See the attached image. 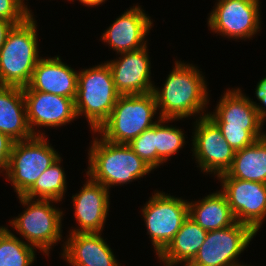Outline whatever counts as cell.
I'll return each instance as SVG.
<instances>
[{"instance_id":"21","label":"cell","mask_w":266,"mask_h":266,"mask_svg":"<svg viewBox=\"0 0 266 266\" xmlns=\"http://www.w3.org/2000/svg\"><path fill=\"white\" fill-rule=\"evenodd\" d=\"M208 231L201 228L189 216L184 220L173 240L158 255L166 266L185 262L187 266L205 241Z\"/></svg>"},{"instance_id":"7","label":"cell","mask_w":266,"mask_h":266,"mask_svg":"<svg viewBox=\"0 0 266 266\" xmlns=\"http://www.w3.org/2000/svg\"><path fill=\"white\" fill-rule=\"evenodd\" d=\"M59 157L58 152L49 146L45 135L15 141L5 174L17 195L23 196Z\"/></svg>"},{"instance_id":"22","label":"cell","mask_w":266,"mask_h":266,"mask_svg":"<svg viewBox=\"0 0 266 266\" xmlns=\"http://www.w3.org/2000/svg\"><path fill=\"white\" fill-rule=\"evenodd\" d=\"M188 216L206 231L224 229L236 222L226 196L220 191L201 201L188 202Z\"/></svg>"},{"instance_id":"12","label":"cell","mask_w":266,"mask_h":266,"mask_svg":"<svg viewBox=\"0 0 266 266\" xmlns=\"http://www.w3.org/2000/svg\"><path fill=\"white\" fill-rule=\"evenodd\" d=\"M196 120L193 153L203 172L226 173L234 160L235 151L222 136L218 126L205 114Z\"/></svg>"},{"instance_id":"16","label":"cell","mask_w":266,"mask_h":266,"mask_svg":"<svg viewBox=\"0 0 266 266\" xmlns=\"http://www.w3.org/2000/svg\"><path fill=\"white\" fill-rule=\"evenodd\" d=\"M109 194L101 183L91 178L86 181L80 192L72 196L80 229H74L71 233H101L109 211Z\"/></svg>"},{"instance_id":"17","label":"cell","mask_w":266,"mask_h":266,"mask_svg":"<svg viewBox=\"0 0 266 266\" xmlns=\"http://www.w3.org/2000/svg\"><path fill=\"white\" fill-rule=\"evenodd\" d=\"M139 6H133L124 12L103 33L102 40L109 43L117 53L138 50L145 47V36L149 33L152 22Z\"/></svg>"},{"instance_id":"27","label":"cell","mask_w":266,"mask_h":266,"mask_svg":"<svg viewBox=\"0 0 266 266\" xmlns=\"http://www.w3.org/2000/svg\"><path fill=\"white\" fill-rule=\"evenodd\" d=\"M156 124L144 130L127 145L152 169L156 168Z\"/></svg>"},{"instance_id":"10","label":"cell","mask_w":266,"mask_h":266,"mask_svg":"<svg viewBox=\"0 0 266 266\" xmlns=\"http://www.w3.org/2000/svg\"><path fill=\"white\" fill-rule=\"evenodd\" d=\"M255 235L250 226L237 221L227 228L208 231L204 243L187 266L238 265L235 260Z\"/></svg>"},{"instance_id":"2","label":"cell","mask_w":266,"mask_h":266,"mask_svg":"<svg viewBox=\"0 0 266 266\" xmlns=\"http://www.w3.org/2000/svg\"><path fill=\"white\" fill-rule=\"evenodd\" d=\"M175 64L161 91L153 89L161 119L178 120L202 113L208 103L206 81L201 71L181 61Z\"/></svg>"},{"instance_id":"19","label":"cell","mask_w":266,"mask_h":266,"mask_svg":"<svg viewBox=\"0 0 266 266\" xmlns=\"http://www.w3.org/2000/svg\"><path fill=\"white\" fill-rule=\"evenodd\" d=\"M62 256L72 266H119L100 232L71 233Z\"/></svg>"},{"instance_id":"24","label":"cell","mask_w":266,"mask_h":266,"mask_svg":"<svg viewBox=\"0 0 266 266\" xmlns=\"http://www.w3.org/2000/svg\"><path fill=\"white\" fill-rule=\"evenodd\" d=\"M60 161L61 157L39 176L34 185L23 196L29 199L39 197L42 200L60 202L66 190V175L60 167Z\"/></svg>"},{"instance_id":"9","label":"cell","mask_w":266,"mask_h":266,"mask_svg":"<svg viewBox=\"0 0 266 266\" xmlns=\"http://www.w3.org/2000/svg\"><path fill=\"white\" fill-rule=\"evenodd\" d=\"M152 245L159 255L188 217V202L164 192L155 193L142 209Z\"/></svg>"},{"instance_id":"33","label":"cell","mask_w":266,"mask_h":266,"mask_svg":"<svg viewBox=\"0 0 266 266\" xmlns=\"http://www.w3.org/2000/svg\"><path fill=\"white\" fill-rule=\"evenodd\" d=\"M234 266H247V265H241V264H238V265H234ZM250 266V265H249Z\"/></svg>"},{"instance_id":"8","label":"cell","mask_w":266,"mask_h":266,"mask_svg":"<svg viewBox=\"0 0 266 266\" xmlns=\"http://www.w3.org/2000/svg\"><path fill=\"white\" fill-rule=\"evenodd\" d=\"M20 202L28 208L10 223L16 231L26 238L28 244L40 249L47 256L50 248L60 241L61 219L63 212L51 204L55 200H42L18 196ZM52 205V206H51Z\"/></svg>"},{"instance_id":"1","label":"cell","mask_w":266,"mask_h":266,"mask_svg":"<svg viewBox=\"0 0 266 266\" xmlns=\"http://www.w3.org/2000/svg\"><path fill=\"white\" fill-rule=\"evenodd\" d=\"M237 90H227L217 104L216 112L207 116L218 126L222 136L234 151L254 144L266 136L261 127L266 109Z\"/></svg>"},{"instance_id":"6","label":"cell","mask_w":266,"mask_h":266,"mask_svg":"<svg viewBox=\"0 0 266 266\" xmlns=\"http://www.w3.org/2000/svg\"><path fill=\"white\" fill-rule=\"evenodd\" d=\"M119 96L107 63L78 73L75 98L77 117L84 114L95 133L108 119Z\"/></svg>"},{"instance_id":"28","label":"cell","mask_w":266,"mask_h":266,"mask_svg":"<svg viewBox=\"0 0 266 266\" xmlns=\"http://www.w3.org/2000/svg\"><path fill=\"white\" fill-rule=\"evenodd\" d=\"M24 0H0V18L12 22L14 25L23 23L32 15Z\"/></svg>"},{"instance_id":"15","label":"cell","mask_w":266,"mask_h":266,"mask_svg":"<svg viewBox=\"0 0 266 266\" xmlns=\"http://www.w3.org/2000/svg\"><path fill=\"white\" fill-rule=\"evenodd\" d=\"M145 47L120 53L119 60L108 61L114 85L120 95H141L153 92L150 61Z\"/></svg>"},{"instance_id":"4","label":"cell","mask_w":266,"mask_h":266,"mask_svg":"<svg viewBox=\"0 0 266 266\" xmlns=\"http://www.w3.org/2000/svg\"><path fill=\"white\" fill-rule=\"evenodd\" d=\"M36 22L33 15L14 25L0 48V86L26 87L39 61Z\"/></svg>"},{"instance_id":"18","label":"cell","mask_w":266,"mask_h":266,"mask_svg":"<svg viewBox=\"0 0 266 266\" xmlns=\"http://www.w3.org/2000/svg\"><path fill=\"white\" fill-rule=\"evenodd\" d=\"M78 73L64 64L60 57L40 58L31 81L23 90H35L75 99Z\"/></svg>"},{"instance_id":"14","label":"cell","mask_w":266,"mask_h":266,"mask_svg":"<svg viewBox=\"0 0 266 266\" xmlns=\"http://www.w3.org/2000/svg\"><path fill=\"white\" fill-rule=\"evenodd\" d=\"M27 121L33 135L35 126L59 127L77 117L75 99L44 93L35 90H23Z\"/></svg>"},{"instance_id":"23","label":"cell","mask_w":266,"mask_h":266,"mask_svg":"<svg viewBox=\"0 0 266 266\" xmlns=\"http://www.w3.org/2000/svg\"><path fill=\"white\" fill-rule=\"evenodd\" d=\"M226 173L232 178L266 184V136L235 151L233 163Z\"/></svg>"},{"instance_id":"3","label":"cell","mask_w":266,"mask_h":266,"mask_svg":"<svg viewBox=\"0 0 266 266\" xmlns=\"http://www.w3.org/2000/svg\"><path fill=\"white\" fill-rule=\"evenodd\" d=\"M87 176L109 190L141 178L153 170L127 144L95 138L89 151Z\"/></svg>"},{"instance_id":"11","label":"cell","mask_w":266,"mask_h":266,"mask_svg":"<svg viewBox=\"0 0 266 266\" xmlns=\"http://www.w3.org/2000/svg\"><path fill=\"white\" fill-rule=\"evenodd\" d=\"M218 177L235 220L257 233L266 217V184L232 178L227 173Z\"/></svg>"},{"instance_id":"13","label":"cell","mask_w":266,"mask_h":266,"mask_svg":"<svg viewBox=\"0 0 266 266\" xmlns=\"http://www.w3.org/2000/svg\"><path fill=\"white\" fill-rule=\"evenodd\" d=\"M208 18L212 31L228 38H250L259 30V0H218Z\"/></svg>"},{"instance_id":"26","label":"cell","mask_w":266,"mask_h":266,"mask_svg":"<svg viewBox=\"0 0 266 266\" xmlns=\"http://www.w3.org/2000/svg\"><path fill=\"white\" fill-rule=\"evenodd\" d=\"M171 121V119H158L156 123V167L168 160L171 155H174L182 148L185 137L183 131L176 127H169L162 123Z\"/></svg>"},{"instance_id":"20","label":"cell","mask_w":266,"mask_h":266,"mask_svg":"<svg viewBox=\"0 0 266 266\" xmlns=\"http://www.w3.org/2000/svg\"><path fill=\"white\" fill-rule=\"evenodd\" d=\"M0 132L14 141L33 137L30 130L23 88L0 86Z\"/></svg>"},{"instance_id":"29","label":"cell","mask_w":266,"mask_h":266,"mask_svg":"<svg viewBox=\"0 0 266 266\" xmlns=\"http://www.w3.org/2000/svg\"><path fill=\"white\" fill-rule=\"evenodd\" d=\"M14 142L8 135L0 132V169L2 171L7 169Z\"/></svg>"},{"instance_id":"5","label":"cell","mask_w":266,"mask_h":266,"mask_svg":"<svg viewBox=\"0 0 266 266\" xmlns=\"http://www.w3.org/2000/svg\"><path fill=\"white\" fill-rule=\"evenodd\" d=\"M153 92L141 95H120L108 119L96 132L108 142L128 144L144 130L152 127L157 111Z\"/></svg>"},{"instance_id":"31","label":"cell","mask_w":266,"mask_h":266,"mask_svg":"<svg viewBox=\"0 0 266 266\" xmlns=\"http://www.w3.org/2000/svg\"><path fill=\"white\" fill-rule=\"evenodd\" d=\"M255 90L257 99L266 107V77L259 81Z\"/></svg>"},{"instance_id":"32","label":"cell","mask_w":266,"mask_h":266,"mask_svg":"<svg viewBox=\"0 0 266 266\" xmlns=\"http://www.w3.org/2000/svg\"><path fill=\"white\" fill-rule=\"evenodd\" d=\"M79 1L81 3H83L84 5H87V6H97V5L105 2V0H79Z\"/></svg>"},{"instance_id":"30","label":"cell","mask_w":266,"mask_h":266,"mask_svg":"<svg viewBox=\"0 0 266 266\" xmlns=\"http://www.w3.org/2000/svg\"><path fill=\"white\" fill-rule=\"evenodd\" d=\"M14 24L8 20L0 18V48L6 41L9 31L13 28Z\"/></svg>"},{"instance_id":"25","label":"cell","mask_w":266,"mask_h":266,"mask_svg":"<svg viewBox=\"0 0 266 266\" xmlns=\"http://www.w3.org/2000/svg\"><path fill=\"white\" fill-rule=\"evenodd\" d=\"M34 247L0 227V266H30L35 260Z\"/></svg>"}]
</instances>
